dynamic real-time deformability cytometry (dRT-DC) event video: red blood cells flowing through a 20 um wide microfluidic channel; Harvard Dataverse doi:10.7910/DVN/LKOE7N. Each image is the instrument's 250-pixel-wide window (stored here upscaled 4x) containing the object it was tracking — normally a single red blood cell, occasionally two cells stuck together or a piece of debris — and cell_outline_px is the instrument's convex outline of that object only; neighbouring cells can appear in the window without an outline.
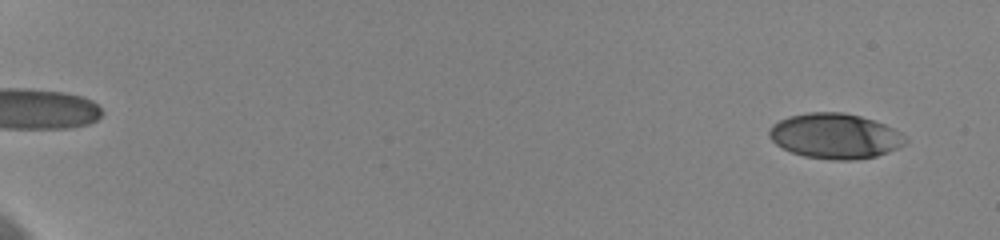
{"species": "human", "species_latin": "Homo sapiens", "temperature_condition": "cold", "stored_images_in_passage": 59, "camera_frame_rate_fps": 3000, "um_per_image_px": 0.085, "donor": {"sex": "female"}, "frame": {"image": 1, "passage_image": 4, "time_ms": 1.0, "image_size_px": [1000, 240], "cell_outline_px": [[908, 140], [904, 144], [888, 152], [876, 156], [852, 160], [832, 160], [804, 156], [792, 152], [776, 144], [768, 136], [768, 128], [772, 124], [788, 116], [808, 112], [844, 112], [860, 116], [884, 124], [908, 136]], "centroid_in_image_um": [70.97, 11.56], "position_along_channel_um": 14.0, "area_um2": 35.95}}
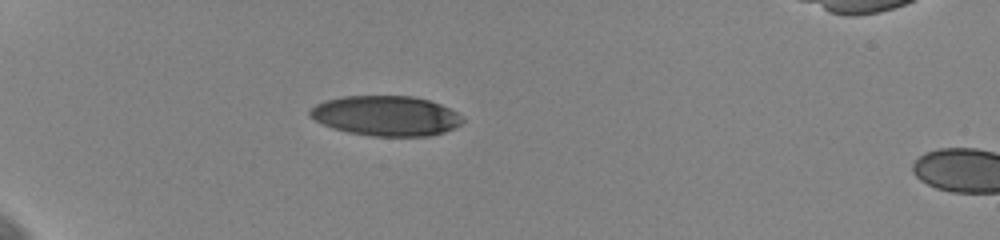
{"frame": {"image": 2, "passage_image": 20, "time_ms": 6.333, "image_size_px": [1000, 240], "cell_outline_px": [[464, 120], [460, 124], [444, 132], [428, 136], [376, 136], [348, 132], [332, 128], [308, 116], [308, 112], [316, 104], [324, 100], [344, 96], [412, 96], [428, 100], [440, 104], [464, 116]], "centroid_in_image_um": [32.8, 9.84], "position_along_channel_um": 52.2, "area_um2": 35.49}}
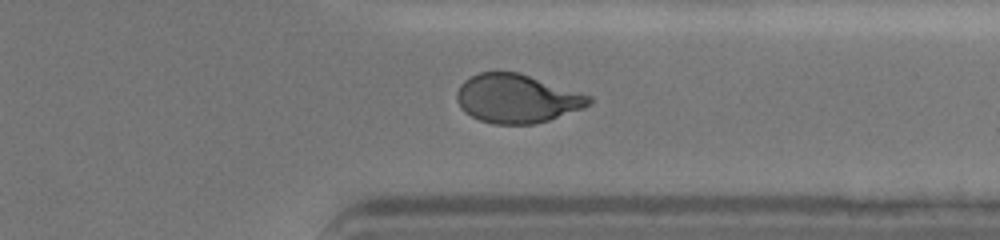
{"frame": {"image": 3, "passage_image": 49, "time_ms": 16.0, "image_size_px": [1000, 240], "cell_outline_px": [[592, 100], [584, 108], [548, 120], [532, 124], [492, 124], [480, 120], [464, 112], [460, 108], [456, 100], [456, 92], [460, 84], [464, 80], [480, 72], [516, 72], [592, 96]], "centroid_in_image_um": [43.89, 8.39], "position_along_channel_um": 367.5, "area_um2": 37.22}, "authors_computed_cell_mechanics": {"area_um2": 37.3388, "velocity_mm_per_s": 3.622, "shape_relaxation_time_tau1_ms": 3.8436, "shape_relaxation_time_tau2_ms": 1.6254, "deformation_change_tau1": 0.1727, "deformation_change_tau2": 0.0683}}